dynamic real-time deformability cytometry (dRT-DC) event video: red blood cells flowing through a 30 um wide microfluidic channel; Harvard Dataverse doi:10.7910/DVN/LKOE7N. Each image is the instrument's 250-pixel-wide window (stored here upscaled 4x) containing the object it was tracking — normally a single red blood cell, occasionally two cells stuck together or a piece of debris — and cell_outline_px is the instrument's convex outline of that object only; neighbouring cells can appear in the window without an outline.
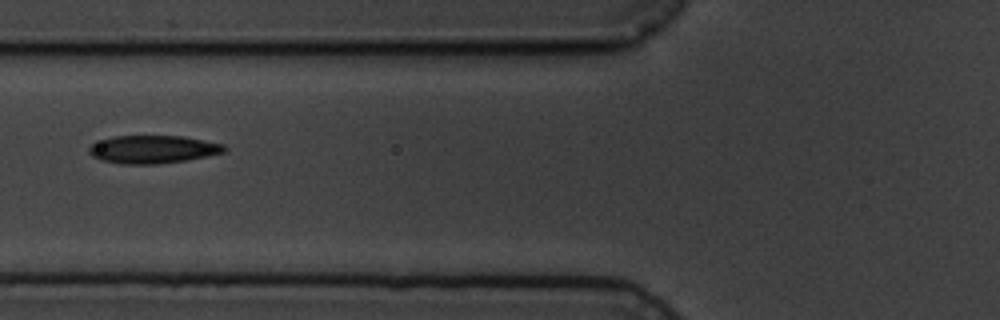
{"species": "common noctule bat (a hibernating species)", "species_latin": "Nyctalus noctula", "temperature_condition": "cold", "stored_images_in_passage": 11, "camera_frame_rate_fps": 3000, "um_per_image_px": 0.085, "animal": {"sex": "male", "body_mass_g": 19.5, "forearm_length_mm": 54.6}, "frame": {"image": 1, "passage_image": 6, "time_ms": 6.667, "image_size_px": [1000, 320], "cell_outline_px": [[228, 148], [224, 152], [208, 156], [184, 160], [156, 164], [120, 164], [100, 160], [92, 156], [88, 152], [88, 148], [92, 144], [116, 136], [184, 136], [224, 144]], "centroid_in_image_um": [13.01, 12.7], "position_along_channel_um": 112.8, "area_um2": 21.96}}
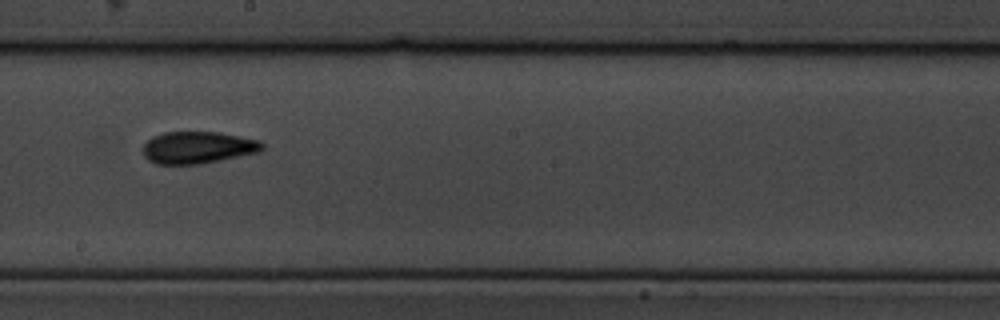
{"frame": {"image": 2, "passage_image": 9, "time_ms": 10.0, "image_size_px": [1000, 320], "cell_outline_px": [[264, 148], [260, 152], [200, 164], [156, 164], [148, 160], [144, 156], [144, 144], [152, 136], [164, 132], [220, 132], [260, 140], [264, 144]], "centroid_in_image_um": [16.84, 12.53], "position_along_channel_um": 231.4, "area_um2": 22.37}}
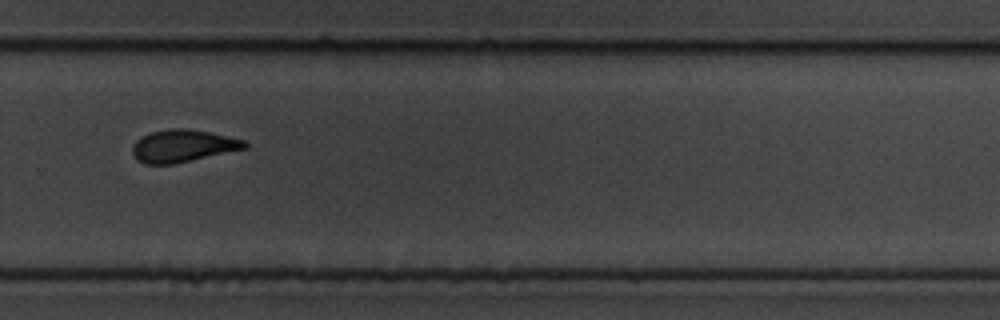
{"frame": {"image": 3, "passage_image": 11, "time_ms": 12.333, "image_size_px": [1000, 320], "cell_outline_px": [[248, 148], [172, 164], [144, 164], [136, 160], [132, 156], [132, 148], [136, 140], [140, 136], [152, 132], [172, 128], [188, 128], [208, 132], [244, 140], [248, 144]], "centroid_in_image_um": [15.5, 12.4], "position_along_channel_um": 314.3, "area_um2": 21.15}}